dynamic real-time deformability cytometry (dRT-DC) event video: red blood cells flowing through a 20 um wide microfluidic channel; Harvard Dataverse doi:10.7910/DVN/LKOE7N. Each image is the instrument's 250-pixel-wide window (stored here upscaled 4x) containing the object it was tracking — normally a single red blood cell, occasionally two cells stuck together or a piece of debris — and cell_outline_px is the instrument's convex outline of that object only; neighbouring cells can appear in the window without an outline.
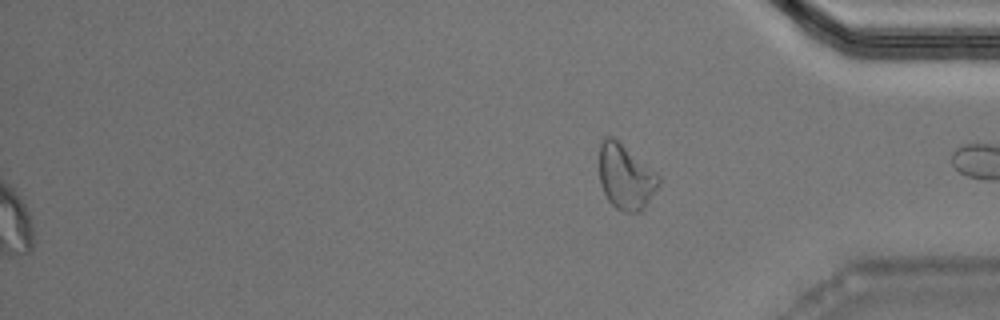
{"species": "Egyptian fruit bat (a non-hibernating species)", "species_latin": "Rousettus aegyptiacus", "temperature_condition": "warm", "stored_images_in_passage": 31, "segment_of_instrument_passage": [2, 2], "camera_frame_rate_fps": 3000, "um_per_image_px": 0.085, "animal": {"sex": "male"}, "frame": {"image": 1, "passage_image": 31, "time_ms": 10.0, "image_size_px": [1000, 320], "cell_outline_px": [[660, 184], [644, 208], [640, 212], [624, 212], [616, 208], [608, 200], [600, 184], [600, 144], [604, 136], [612, 136], [656, 172], [660, 176]], "centroid_in_image_um": [53.18, 15.05], "position_along_channel_um": 382.0, "area_um2": 22.37}}